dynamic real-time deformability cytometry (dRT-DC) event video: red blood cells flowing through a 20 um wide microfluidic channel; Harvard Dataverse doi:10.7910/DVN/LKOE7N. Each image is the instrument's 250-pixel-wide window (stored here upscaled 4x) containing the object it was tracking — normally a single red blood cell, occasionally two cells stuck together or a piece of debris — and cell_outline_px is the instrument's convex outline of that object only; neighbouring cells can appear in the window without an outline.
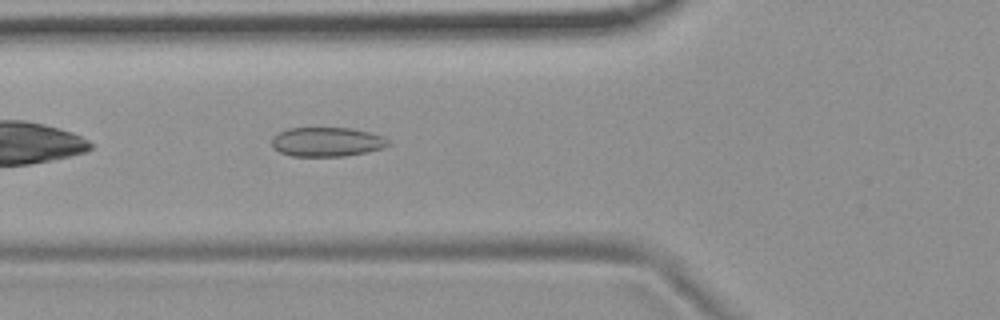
{"species": "common noctule bat (a hibernating species)", "species_latin": "Nyctalus noctula", "temperature_condition": "room temperature", "stored_images_in_passage": 39, "camera_frame_rate_fps": 3000, "um_per_image_px": 0.085, "animal": {"sex": "female", "body_mass_g": 19.9}, "frame": {"image": 1, "passage_image": 5, "time_ms": 1.333, "image_size_px": [1000, 320], "cell_outline_px": [[392, 144], [368, 152], [348, 156], [292, 156], [280, 152], [272, 148], [272, 136], [288, 128], [352, 128], [384, 136]], "centroid_in_image_um": [27.79, 12.06], "position_along_channel_um": 98.0, "area_um2": 20.0}}
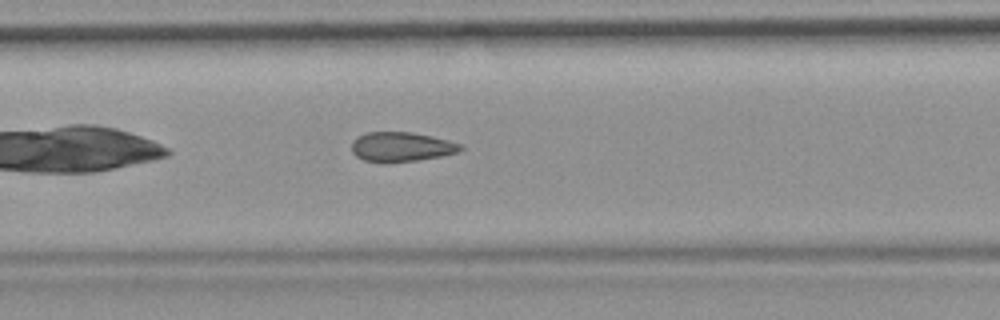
{"frame": {"image": 2, "passage_image": 11, "time_ms": 3.333, "image_size_px": [1000, 320], "cell_outline_px": [[464, 148], [456, 152], [440, 156], [416, 160], [384, 164], [364, 160], [356, 156], [352, 152], [352, 140], [368, 132], [412, 132], [432, 136], [464, 144]], "centroid_in_image_um": [34.11, 12.49], "position_along_channel_um": 173.3, "area_um2": 18.9}}
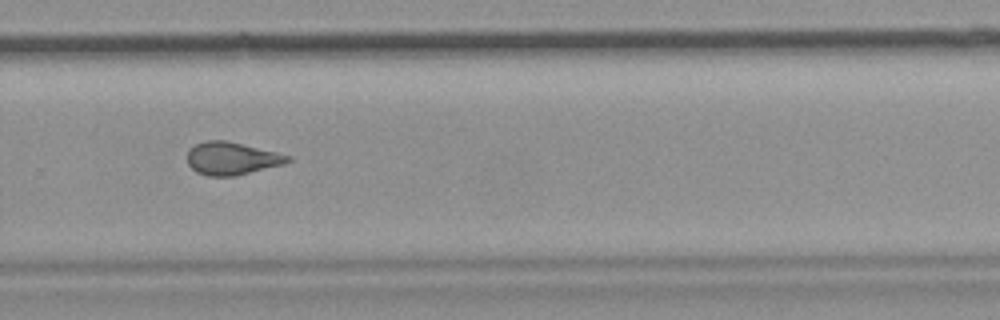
{"frame": {"image": 3, "passage_image": 22, "time_ms": 7.0, "image_size_px": [1000, 320], "cell_outline_px": [[292, 160], [284, 164], [236, 176], [208, 176], [196, 172], [188, 164], [188, 148], [204, 140], [224, 140], [276, 152], [292, 156]], "centroid_in_image_um": [19.69, 13.47], "position_along_channel_um": 310.1, "area_um2": 19.19}, "authors_computed_cell_mechanics": {"area_um2": 19.5942, "velocity_mm_per_s": 3.7539, "shape_relaxation_time_tau1_ms": null, "shape_relaxation_time_tau2_ms": 2.3146, "deformation_change_tau1": null, "deformation_change_tau2": 0.1001}}